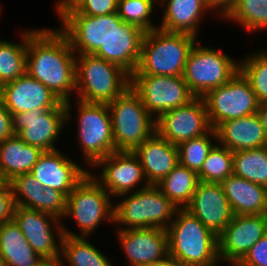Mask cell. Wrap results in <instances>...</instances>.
Wrapping results in <instances>:
<instances>
[{
    "label": "cell",
    "instance_id": "26",
    "mask_svg": "<svg viewBox=\"0 0 267 266\" xmlns=\"http://www.w3.org/2000/svg\"><path fill=\"white\" fill-rule=\"evenodd\" d=\"M234 215L267 214V188L235 175L221 183Z\"/></svg>",
    "mask_w": 267,
    "mask_h": 266
},
{
    "label": "cell",
    "instance_id": "2",
    "mask_svg": "<svg viewBox=\"0 0 267 266\" xmlns=\"http://www.w3.org/2000/svg\"><path fill=\"white\" fill-rule=\"evenodd\" d=\"M169 255L182 266H207L220 261L218 236L185 208H178L168 226Z\"/></svg>",
    "mask_w": 267,
    "mask_h": 266
},
{
    "label": "cell",
    "instance_id": "24",
    "mask_svg": "<svg viewBox=\"0 0 267 266\" xmlns=\"http://www.w3.org/2000/svg\"><path fill=\"white\" fill-rule=\"evenodd\" d=\"M217 142L232 152L267 146L263 125L257 113L220 123Z\"/></svg>",
    "mask_w": 267,
    "mask_h": 266
},
{
    "label": "cell",
    "instance_id": "18",
    "mask_svg": "<svg viewBox=\"0 0 267 266\" xmlns=\"http://www.w3.org/2000/svg\"><path fill=\"white\" fill-rule=\"evenodd\" d=\"M185 209L217 236L234 216L221 183L199 181L191 201Z\"/></svg>",
    "mask_w": 267,
    "mask_h": 266
},
{
    "label": "cell",
    "instance_id": "3",
    "mask_svg": "<svg viewBox=\"0 0 267 266\" xmlns=\"http://www.w3.org/2000/svg\"><path fill=\"white\" fill-rule=\"evenodd\" d=\"M198 39L184 33L154 29L145 32L137 69L131 75L182 76Z\"/></svg>",
    "mask_w": 267,
    "mask_h": 266
},
{
    "label": "cell",
    "instance_id": "32",
    "mask_svg": "<svg viewBox=\"0 0 267 266\" xmlns=\"http://www.w3.org/2000/svg\"><path fill=\"white\" fill-rule=\"evenodd\" d=\"M233 175L267 188V146L233 152Z\"/></svg>",
    "mask_w": 267,
    "mask_h": 266
},
{
    "label": "cell",
    "instance_id": "34",
    "mask_svg": "<svg viewBox=\"0 0 267 266\" xmlns=\"http://www.w3.org/2000/svg\"><path fill=\"white\" fill-rule=\"evenodd\" d=\"M197 175L201 182L222 183L233 175V152L216 141Z\"/></svg>",
    "mask_w": 267,
    "mask_h": 266
},
{
    "label": "cell",
    "instance_id": "22",
    "mask_svg": "<svg viewBox=\"0 0 267 266\" xmlns=\"http://www.w3.org/2000/svg\"><path fill=\"white\" fill-rule=\"evenodd\" d=\"M144 34L138 26L122 21L93 55L120 66L131 75L140 60Z\"/></svg>",
    "mask_w": 267,
    "mask_h": 266
},
{
    "label": "cell",
    "instance_id": "46",
    "mask_svg": "<svg viewBox=\"0 0 267 266\" xmlns=\"http://www.w3.org/2000/svg\"><path fill=\"white\" fill-rule=\"evenodd\" d=\"M257 114L260 118L261 124L263 125L264 133L267 139V101L259 104Z\"/></svg>",
    "mask_w": 267,
    "mask_h": 266
},
{
    "label": "cell",
    "instance_id": "33",
    "mask_svg": "<svg viewBox=\"0 0 267 266\" xmlns=\"http://www.w3.org/2000/svg\"><path fill=\"white\" fill-rule=\"evenodd\" d=\"M225 20L243 25L248 32L267 28V0H235Z\"/></svg>",
    "mask_w": 267,
    "mask_h": 266
},
{
    "label": "cell",
    "instance_id": "20",
    "mask_svg": "<svg viewBox=\"0 0 267 266\" xmlns=\"http://www.w3.org/2000/svg\"><path fill=\"white\" fill-rule=\"evenodd\" d=\"M117 235L130 266L147 265L169 256L165 229H121L117 230Z\"/></svg>",
    "mask_w": 267,
    "mask_h": 266
},
{
    "label": "cell",
    "instance_id": "29",
    "mask_svg": "<svg viewBox=\"0 0 267 266\" xmlns=\"http://www.w3.org/2000/svg\"><path fill=\"white\" fill-rule=\"evenodd\" d=\"M84 236L64 235L61 243L60 266H113L110 259ZM67 263L64 264V261ZM63 261V262H62Z\"/></svg>",
    "mask_w": 267,
    "mask_h": 266
},
{
    "label": "cell",
    "instance_id": "16",
    "mask_svg": "<svg viewBox=\"0 0 267 266\" xmlns=\"http://www.w3.org/2000/svg\"><path fill=\"white\" fill-rule=\"evenodd\" d=\"M121 22L118 12L98 16L68 14L61 21L60 30L68 37L76 55L94 54Z\"/></svg>",
    "mask_w": 267,
    "mask_h": 266
},
{
    "label": "cell",
    "instance_id": "42",
    "mask_svg": "<svg viewBox=\"0 0 267 266\" xmlns=\"http://www.w3.org/2000/svg\"><path fill=\"white\" fill-rule=\"evenodd\" d=\"M240 262L245 266H267V234L249 249Z\"/></svg>",
    "mask_w": 267,
    "mask_h": 266
},
{
    "label": "cell",
    "instance_id": "10",
    "mask_svg": "<svg viewBox=\"0 0 267 266\" xmlns=\"http://www.w3.org/2000/svg\"><path fill=\"white\" fill-rule=\"evenodd\" d=\"M72 103L61 102L53 109H33L12 115L13 131L28 145L44 152L57 150L54 145L71 119ZM71 119V120H70Z\"/></svg>",
    "mask_w": 267,
    "mask_h": 266
},
{
    "label": "cell",
    "instance_id": "44",
    "mask_svg": "<svg viewBox=\"0 0 267 266\" xmlns=\"http://www.w3.org/2000/svg\"><path fill=\"white\" fill-rule=\"evenodd\" d=\"M86 1L87 0H58L55 8L60 21H62L71 12L76 11Z\"/></svg>",
    "mask_w": 267,
    "mask_h": 266
},
{
    "label": "cell",
    "instance_id": "40",
    "mask_svg": "<svg viewBox=\"0 0 267 266\" xmlns=\"http://www.w3.org/2000/svg\"><path fill=\"white\" fill-rule=\"evenodd\" d=\"M118 11V0H87L76 11L70 14L98 16L113 14Z\"/></svg>",
    "mask_w": 267,
    "mask_h": 266
},
{
    "label": "cell",
    "instance_id": "9",
    "mask_svg": "<svg viewBox=\"0 0 267 266\" xmlns=\"http://www.w3.org/2000/svg\"><path fill=\"white\" fill-rule=\"evenodd\" d=\"M78 142L83 160L90 168L115 152L109 107L105 103H87L77 99Z\"/></svg>",
    "mask_w": 267,
    "mask_h": 266
},
{
    "label": "cell",
    "instance_id": "38",
    "mask_svg": "<svg viewBox=\"0 0 267 266\" xmlns=\"http://www.w3.org/2000/svg\"><path fill=\"white\" fill-rule=\"evenodd\" d=\"M156 0H118V14L123 22L134 24L143 31L157 29L151 17Z\"/></svg>",
    "mask_w": 267,
    "mask_h": 266
},
{
    "label": "cell",
    "instance_id": "50",
    "mask_svg": "<svg viewBox=\"0 0 267 266\" xmlns=\"http://www.w3.org/2000/svg\"><path fill=\"white\" fill-rule=\"evenodd\" d=\"M218 263H221V261L214 263V264H211V265H207V266H218L219 265Z\"/></svg>",
    "mask_w": 267,
    "mask_h": 266
},
{
    "label": "cell",
    "instance_id": "43",
    "mask_svg": "<svg viewBox=\"0 0 267 266\" xmlns=\"http://www.w3.org/2000/svg\"><path fill=\"white\" fill-rule=\"evenodd\" d=\"M15 135L13 131L12 114L0 100V142Z\"/></svg>",
    "mask_w": 267,
    "mask_h": 266
},
{
    "label": "cell",
    "instance_id": "30",
    "mask_svg": "<svg viewBox=\"0 0 267 266\" xmlns=\"http://www.w3.org/2000/svg\"><path fill=\"white\" fill-rule=\"evenodd\" d=\"M199 182L196 172L178 163L156 186L177 207L185 208Z\"/></svg>",
    "mask_w": 267,
    "mask_h": 266
},
{
    "label": "cell",
    "instance_id": "28",
    "mask_svg": "<svg viewBox=\"0 0 267 266\" xmlns=\"http://www.w3.org/2000/svg\"><path fill=\"white\" fill-rule=\"evenodd\" d=\"M42 259L29 245L14 219L0 226L1 266H34Z\"/></svg>",
    "mask_w": 267,
    "mask_h": 266
},
{
    "label": "cell",
    "instance_id": "13",
    "mask_svg": "<svg viewBox=\"0 0 267 266\" xmlns=\"http://www.w3.org/2000/svg\"><path fill=\"white\" fill-rule=\"evenodd\" d=\"M212 129L203 97L164 112L156 119V133L173 145L200 137Z\"/></svg>",
    "mask_w": 267,
    "mask_h": 266
},
{
    "label": "cell",
    "instance_id": "31",
    "mask_svg": "<svg viewBox=\"0 0 267 266\" xmlns=\"http://www.w3.org/2000/svg\"><path fill=\"white\" fill-rule=\"evenodd\" d=\"M21 34V43L0 40V87L26 73L28 30Z\"/></svg>",
    "mask_w": 267,
    "mask_h": 266
},
{
    "label": "cell",
    "instance_id": "17",
    "mask_svg": "<svg viewBox=\"0 0 267 266\" xmlns=\"http://www.w3.org/2000/svg\"><path fill=\"white\" fill-rule=\"evenodd\" d=\"M267 234V214L234 215L218 235L220 261H240L249 249Z\"/></svg>",
    "mask_w": 267,
    "mask_h": 266
},
{
    "label": "cell",
    "instance_id": "21",
    "mask_svg": "<svg viewBox=\"0 0 267 266\" xmlns=\"http://www.w3.org/2000/svg\"><path fill=\"white\" fill-rule=\"evenodd\" d=\"M60 151L57 149L43 152L30 173L44 188L58 190L67 197L89 170L82 168Z\"/></svg>",
    "mask_w": 267,
    "mask_h": 266
},
{
    "label": "cell",
    "instance_id": "47",
    "mask_svg": "<svg viewBox=\"0 0 267 266\" xmlns=\"http://www.w3.org/2000/svg\"><path fill=\"white\" fill-rule=\"evenodd\" d=\"M143 266H182V265L169 255L162 260L152 262Z\"/></svg>",
    "mask_w": 267,
    "mask_h": 266
},
{
    "label": "cell",
    "instance_id": "4",
    "mask_svg": "<svg viewBox=\"0 0 267 266\" xmlns=\"http://www.w3.org/2000/svg\"><path fill=\"white\" fill-rule=\"evenodd\" d=\"M116 198H123L119 203L114 201L113 223L118 224L119 230H166L178 209L156 185L139 188L135 192L121 194Z\"/></svg>",
    "mask_w": 267,
    "mask_h": 266
},
{
    "label": "cell",
    "instance_id": "37",
    "mask_svg": "<svg viewBox=\"0 0 267 266\" xmlns=\"http://www.w3.org/2000/svg\"><path fill=\"white\" fill-rule=\"evenodd\" d=\"M10 183L15 206L41 212V197L44 187L30 172L16 176Z\"/></svg>",
    "mask_w": 267,
    "mask_h": 266
},
{
    "label": "cell",
    "instance_id": "27",
    "mask_svg": "<svg viewBox=\"0 0 267 266\" xmlns=\"http://www.w3.org/2000/svg\"><path fill=\"white\" fill-rule=\"evenodd\" d=\"M43 152L17 135L3 140L0 142V180L10 182L18 175L31 172Z\"/></svg>",
    "mask_w": 267,
    "mask_h": 266
},
{
    "label": "cell",
    "instance_id": "35",
    "mask_svg": "<svg viewBox=\"0 0 267 266\" xmlns=\"http://www.w3.org/2000/svg\"><path fill=\"white\" fill-rule=\"evenodd\" d=\"M239 71L248 80L257 100L267 101V51L247 55L239 62Z\"/></svg>",
    "mask_w": 267,
    "mask_h": 266
},
{
    "label": "cell",
    "instance_id": "15",
    "mask_svg": "<svg viewBox=\"0 0 267 266\" xmlns=\"http://www.w3.org/2000/svg\"><path fill=\"white\" fill-rule=\"evenodd\" d=\"M92 167H103L99 176L91 171L89 173L114 198L135 192V187L137 188L139 183L142 184L140 189L149 186L143 167L133 151H115L99 159Z\"/></svg>",
    "mask_w": 267,
    "mask_h": 266
},
{
    "label": "cell",
    "instance_id": "36",
    "mask_svg": "<svg viewBox=\"0 0 267 266\" xmlns=\"http://www.w3.org/2000/svg\"><path fill=\"white\" fill-rule=\"evenodd\" d=\"M213 139L215 140L212 142ZM215 141H217V135L212 128L200 137L180 143L177 146L179 163L198 173Z\"/></svg>",
    "mask_w": 267,
    "mask_h": 266
},
{
    "label": "cell",
    "instance_id": "19",
    "mask_svg": "<svg viewBox=\"0 0 267 266\" xmlns=\"http://www.w3.org/2000/svg\"><path fill=\"white\" fill-rule=\"evenodd\" d=\"M0 100L13 115L33 109H53L62 101L28 73L0 87Z\"/></svg>",
    "mask_w": 267,
    "mask_h": 266
},
{
    "label": "cell",
    "instance_id": "39",
    "mask_svg": "<svg viewBox=\"0 0 267 266\" xmlns=\"http://www.w3.org/2000/svg\"><path fill=\"white\" fill-rule=\"evenodd\" d=\"M67 197L60 191L44 188V193L41 197V212L51 214L61 221L66 213Z\"/></svg>",
    "mask_w": 267,
    "mask_h": 266
},
{
    "label": "cell",
    "instance_id": "8",
    "mask_svg": "<svg viewBox=\"0 0 267 266\" xmlns=\"http://www.w3.org/2000/svg\"><path fill=\"white\" fill-rule=\"evenodd\" d=\"M239 72V62L222 51L196 41L187 57L183 79L195 97L227 83Z\"/></svg>",
    "mask_w": 267,
    "mask_h": 266
},
{
    "label": "cell",
    "instance_id": "48",
    "mask_svg": "<svg viewBox=\"0 0 267 266\" xmlns=\"http://www.w3.org/2000/svg\"><path fill=\"white\" fill-rule=\"evenodd\" d=\"M34 266H60V259L43 258Z\"/></svg>",
    "mask_w": 267,
    "mask_h": 266
},
{
    "label": "cell",
    "instance_id": "5",
    "mask_svg": "<svg viewBox=\"0 0 267 266\" xmlns=\"http://www.w3.org/2000/svg\"><path fill=\"white\" fill-rule=\"evenodd\" d=\"M130 85L131 75L120 66L93 54L76 55V99L108 104Z\"/></svg>",
    "mask_w": 267,
    "mask_h": 266
},
{
    "label": "cell",
    "instance_id": "11",
    "mask_svg": "<svg viewBox=\"0 0 267 266\" xmlns=\"http://www.w3.org/2000/svg\"><path fill=\"white\" fill-rule=\"evenodd\" d=\"M203 99L213 129L224 121L257 113L260 104L240 71L227 83L210 90Z\"/></svg>",
    "mask_w": 267,
    "mask_h": 266
},
{
    "label": "cell",
    "instance_id": "41",
    "mask_svg": "<svg viewBox=\"0 0 267 266\" xmlns=\"http://www.w3.org/2000/svg\"><path fill=\"white\" fill-rule=\"evenodd\" d=\"M15 209L12 185L8 181H0V226L13 220Z\"/></svg>",
    "mask_w": 267,
    "mask_h": 266
},
{
    "label": "cell",
    "instance_id": "25",
    "mask_svg": "<svg viewBox=\"0 0 267 266\" xmlns=\"http://www.w3.org/2000/svg\"><path fill=\"white\" fill-rule=\"evenodd\" d=\"M159 4L165 6V9L158 29L196 38L204 18L202 16L206 12H213L205 0H161Z\"/></svg>",
    "mask_w": 267,
    "mask_h": 266
},
{
    "label": "cell",
    "instance_id": "45",
    "mask_svg": "<svg viewBox=\"0 0 267 266\" xmlns=\"http://www.w3.org/2000/svg\"><path fill=\"white\" fill-rule=\"evenodd\" d=\"M235 0H205L207 5L215 13H219L218 17L224 18L228 12L232 9ZM217 9V10H216Z\"/></svg>",
    "mask_w": 267,
    "mask_h": 266
},
{
    "label": "cell",
    "instance_id": "7",
    "mask_svg": "<svg viewBox=\"0 0 267 266\" xmlns=\"http://www.w3.org/2000/svg\"><path fill=\"white\" fill-rule=\"evenodd\" d=\"M113 198L88 172V174L73 188L67 196L66 213L64 217H73L80 234L65 228L63 234L67 236H84L92 234L100 223H113Z\"/></svg>",
    "mask_w": 267,
    "mask_h": 266
},
{
    "label": "cell",
    "instance_id": "23",
    "mask_svg": "<svg viewBox=\"0 0 267 266\" xmlns=\"http://www.w3.org/2000/svg\"><path fill=\"white\" fill-rule=\"evenodd\" d=\"M133 153L138 157L149 185H157L179 163L178 147L156 132Z\"/></svg>",
    "mask_w": 267,
    "mask_h": 266
},
{
    "label": "cell",
    "instance_id": "6",
    "mask_svg": "<svg viewBox=\"0 0 267 266\" xmlns=\"http://www.w3.org/2000/svg\"><path fill=\"white\" fill-rule=\"evenodd\" d=\"M107 105L116 151H133L156 132V120L131 87Z\"/></svg>",
    "mask_w": 267,
    "mask_h": 266
},
{
    "label": "cell",
    "instance_id": "1",
    "mask_svg": "<svg viewBox=\"0 0 267 266\" xmlns=\"http://www.w3.org/2000/svg\"><path fill=\"white\" fill-rule=\"evenodd\" d=\"M26 73L44 84L62 102L76 93V55L60 29H28Z\"/></svg>",
    "mask_w": 267,
    "mask_h": 266
},
{
    "label": "cell",
    "instance_id": "49",
    "mask_svg": "<svg viewBox=\"0 0 267 266\" xmlns=\"http://www.w3.org/2000/svg\"><path fill=\"white\" fill-rule=\"evenodd\" d=\"M229 266H245L240 261L227 262Z\"/></svg>",
    "mask_w": 267,
    "mask_h": 266
},
{
    "label": "cell",
    "instance_id": "14",
    "mask_svg": "<svg viewBox=\"0 0 267 266\" xmlns=\"http://www.w3.org/2000/svg\"><path fill=\"white\" fill-rule=\"evenodd\" d=\"M13 219L36 253L42 258L60 259L64 236L63 222L60 219L45 212L20 206H15Z\"/></svg>",
    "mask_w": 267,
    "mask_h": 266
},
{
    "label": "cell",
    "instance_id": "12",
    "mask_svg": "<svg viewBox=\"0 0 267 266\" xmlns=\"http://www.w3.org/2000/svg\"><path fill=\"white\" fill-rule=\"evenodd\" d=\"M130 87L155 120L164 112L184 106L195 98L183 76L131 75Z\"/></svg>",
    "mask_w": 267,
    "mask_h": 266
}]
</instances>
